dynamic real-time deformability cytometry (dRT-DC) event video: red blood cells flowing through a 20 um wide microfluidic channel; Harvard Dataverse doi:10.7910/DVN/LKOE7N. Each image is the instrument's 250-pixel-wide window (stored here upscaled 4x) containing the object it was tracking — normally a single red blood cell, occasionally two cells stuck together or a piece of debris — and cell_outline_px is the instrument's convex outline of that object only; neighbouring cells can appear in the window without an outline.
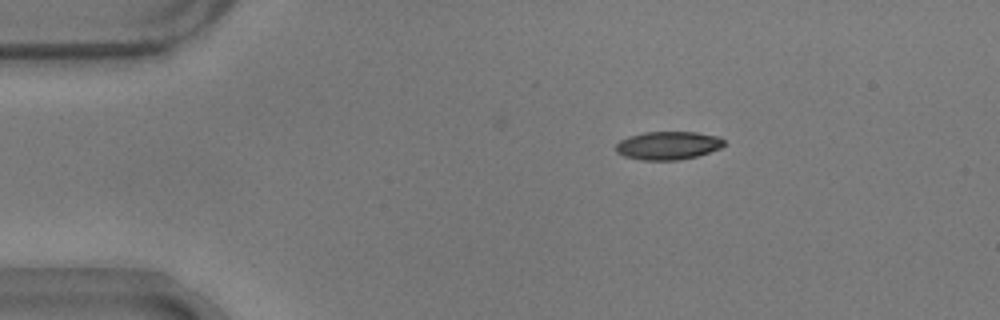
{"species": "common noctule bat (a hibernating species)", "species_latin": "Nyctalus noctula", "temperature_condition": "warm", "stored_images_in_passage": 43, "camera_frame_rate_fps": 3000, "um_per_image_px": 0.085, "animal": {"sex": "male", "body_mass_g": 17.9}, "frame": {"image": 1, "passage_image": 2, "time_ms": 0.333, "image_size_px": [1000, 320], "cell_outline_px": [[724, 144], [720, 148], [696, 156], [676, 160], [640, 160], [624, 156], [616, 152], [616, 144], [620, 140], [628, 136], [644, 132], [696, 132], [720, 136], [724, 140]], "centroid_in_image_um": [56.76, 12.36], "position_along_channel_um": 28.2, "area_um2": 17.8}}
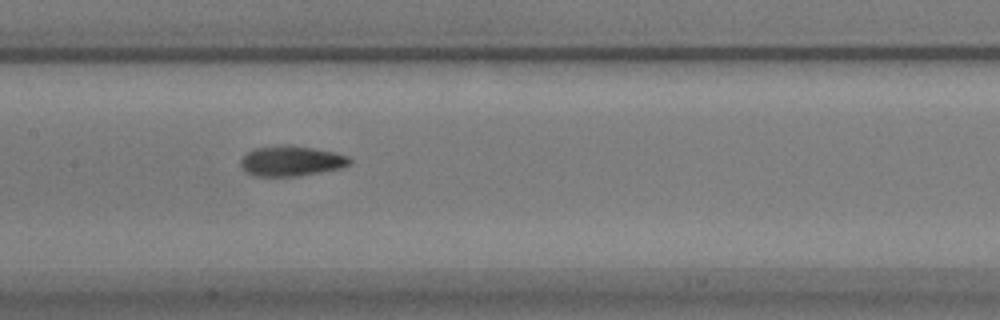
{"frame": {"image": 2, "passage_image": 19, "time_ms": 6.0, "image_size_px": [1000, 320], "cell_outline_px": [[352, 164], [340, 168], [320, 172], [296, 176], [256, 176], [244, 172], [240, 164], [240, 160], [252, 148], [284, 144], [288, 144], [336, 152], [348, 156], [352, 160]], "centroid_in_image_um": [24.75, 13.67], "position_along_channel_um": 182.7, "area_um2": 19.42}}
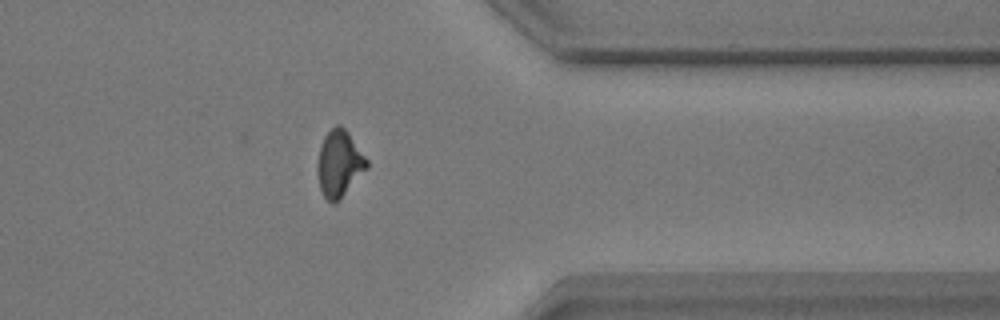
{"frame": {"image": 3, "passage_image": 36, "time_ms": 11.667, "image_size_px": [1000, 320], "cell_outline_px": [[368, 168], [340, 200], [336, 204], [332, 204], [324, 196], [320, 188], [316, 168], [316, 164], [320, 148], [324, 136], [336, 124], [340, 124], [348, 132], [368, 160]], "centroid_in_image_um": [28.84, 13.93], "position_along_channel_um": 382.6, "area_um2": 19.25}, "authors_computed_cell_mechanics": {"area_um2": 18.6116, "velocity_mm_per_s": 3.7158, "shape_relaxation_time_tau1_ms": 4.161, "shape_relaxation_time_tau2_ms": 2.0337, "deformation_change_tau1": 0.1735, "deformation_change_tau2": 0.0901}}